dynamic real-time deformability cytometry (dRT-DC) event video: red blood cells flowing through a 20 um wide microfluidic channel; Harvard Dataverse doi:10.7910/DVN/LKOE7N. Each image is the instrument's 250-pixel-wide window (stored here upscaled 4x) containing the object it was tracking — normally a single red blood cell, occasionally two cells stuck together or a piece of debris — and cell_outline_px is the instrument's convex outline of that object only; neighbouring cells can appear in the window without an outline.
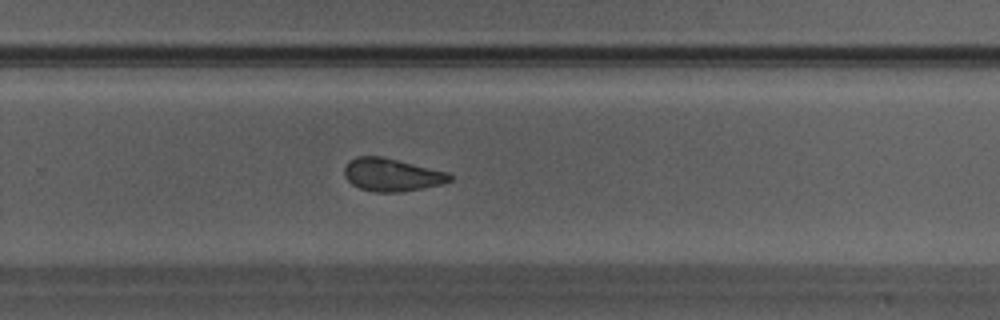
{"species": "Egyptian fruit bat (a non-hibernating species)", "species_latin": "Rousettus aegyptiacus", "temperature_condition": "warm", "stored_images_in_passage": 30, "camera_frame_rate_fps": 3000, "um_per_image_px": 0.085, "animal": {"sex": "male"}, "frame": {"image": 1, "passage_image": 22, "time_ms": 7.0, "image_size_px": [1000, 320], "cell_outline_px": [[452, 180], [444, 184], [400, 192], [376, 192], [360, 188], [352, 184], [344, 176], [344, 168], [356, 156], [380, 156], [448, 172], [452, 176]], "centroid_in_image_um": [33.32, 14.86], "position_along_channel_um": 296.5, "area_um2": 20.0}}